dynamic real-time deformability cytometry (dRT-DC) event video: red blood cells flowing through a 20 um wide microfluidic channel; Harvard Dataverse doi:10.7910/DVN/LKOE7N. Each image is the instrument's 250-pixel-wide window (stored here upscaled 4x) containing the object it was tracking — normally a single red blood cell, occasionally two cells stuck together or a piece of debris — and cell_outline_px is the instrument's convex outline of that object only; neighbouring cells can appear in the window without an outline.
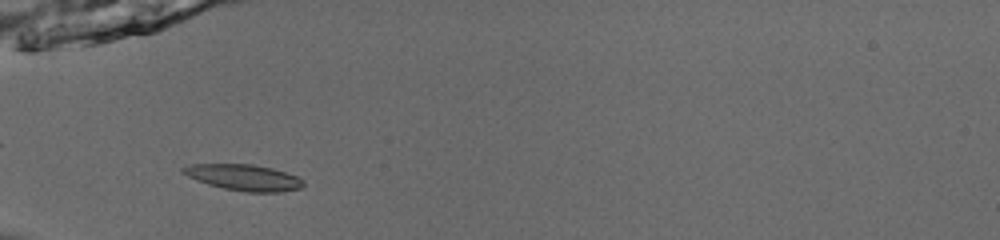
{"species": "common noctule bat (a hibernating species)", "species_latin": "Nyctalus noctula", "temperature_condition": "room temperature", "stored_images_in_passage": 38, "camera_frame_rate_fps": 3000, "um_per_image_px": 0.085, "animal": {"sex": "male", "body_mass_g": 13.0, "forearm_length_mm": 53.1}, "frame": {"image": 1, "passage_image": 4, "time_ms": 1.0, "image_size_px": [1000, 240], "cell_outline_px": [[304, 184], [300, 188], [280, 192], [244, 192], [224, 188], [208, 184], [196, 180], [180, 172], [180, 168], [188, 164], [252, 164], [272, 168], [296, 176], [304, 180]], "centroid_in_image_um": [20.68, 15.08], "position_along_channel_um": 64.3, "area_um2": 18.32}}
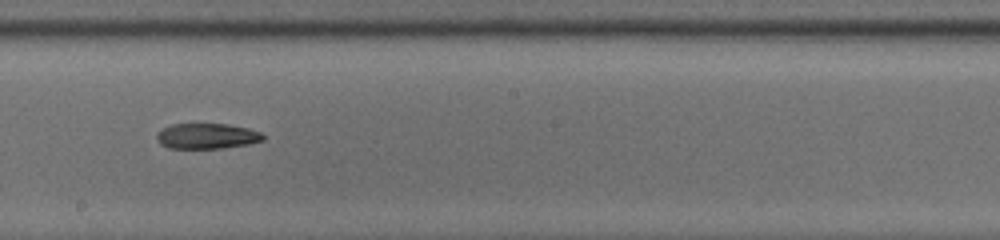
{"frame": {"image": 2, "passage_image": 17, "time_ms": 5.333, "image_size_px": [1000, 240], "cell_outline_px": [[264, 140], [248, 144], [224, 148], [168, 148], [160, 144], [156, 140], [156, 132], [172, 124], [228, 124], [248, 128], [260, 132], [264, 136]], "centroid_in_image_um": [17.56, 11.57], "position_along_channel_um": 230.6, "area_um2": 15.84}}
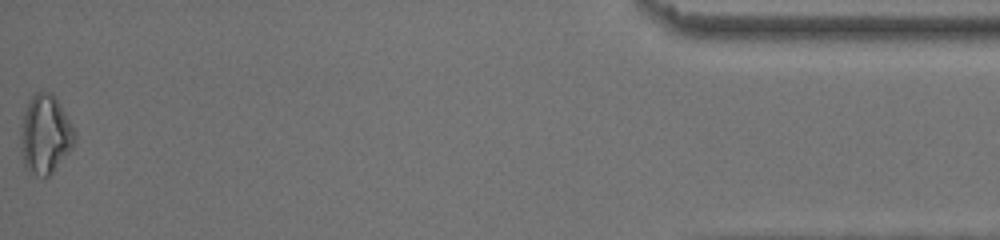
{"frame": {"image": 3, "passage_image": 38, "time_ms": 12.333, "image_size_px": [1000, 240], "cell_outline_px": [[76, 140], [68, 152], [52, 172], [48, 176], [36, 176], [28, 172], [24, 168], [20, 148], [20, 132], [24, 112], [32, 96], [36, 92], [52, 92], [56, 96], [76, 136]], "centroid_in_image_um": [3.81, 11.44], "position_along_channel_um": 431.4, "area_um2": 24.62}}